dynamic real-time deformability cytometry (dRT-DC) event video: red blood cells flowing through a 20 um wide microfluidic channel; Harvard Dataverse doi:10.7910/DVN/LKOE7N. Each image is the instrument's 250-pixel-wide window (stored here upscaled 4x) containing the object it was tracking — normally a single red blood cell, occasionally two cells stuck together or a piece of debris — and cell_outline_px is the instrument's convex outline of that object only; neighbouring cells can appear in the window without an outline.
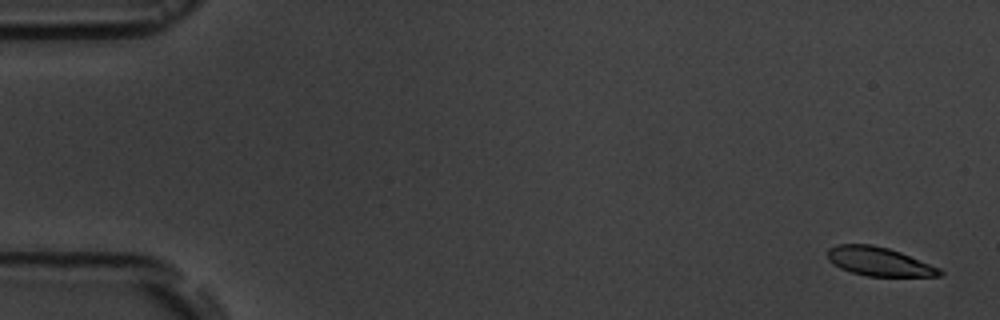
{"species": "common noctule bat (a hibernating species)", "species_latin": "Nyctalus noctula", "temperature_condition": "room temperature", "stored_images_in_passage": 5, "camera_frame_rate_fps": 3000, "um_per_image_px": 0.085, "animal": {"sex": "male", "body_mass_g": 19.5, "forearm_length_mm": 54.6}, "frame": {"image": 1, "passage_image": 1, "time_ms": 0.0, "image_size_px": [1000, 320], "cell_outline_px": [[944, 272], [940, 276], [868, 276], [852, 272], [840, 268], [832, 264], [828, 260], [828, 248], [836, 244], [872, 244], [888, 248], [900, 252], [940, 268]], "centroid_in_image_um": [74.7, 22.22], "position_along_channel_um": 10.3, "area_um2": 18.79}}
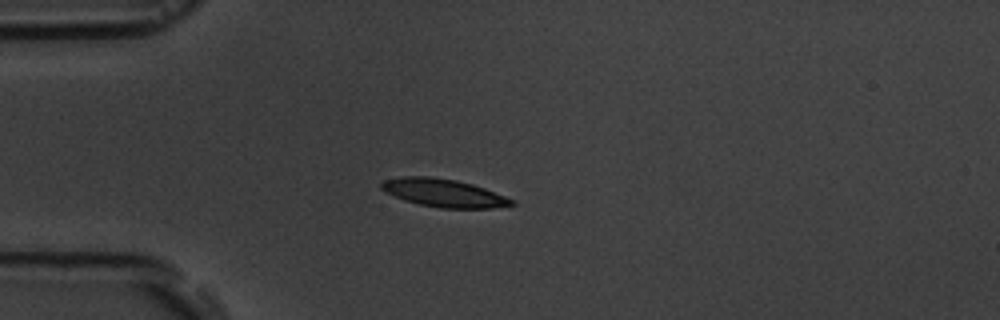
{"frame": {"image": 2, "passage_image": 5, "time_ms": 4.333, "image_size_px": [1000, 320], "cell_outline_px": [[516, 204], [492, 208], [440, 208], [420, 204], [404, 200], [380, 188], [380, 184], [384, 180], [404, 176], [432, 176], [456, 180], [472, 184], [484, 188], [516, 200]], "centroid_in_image_um": [37.75, 16.39], "position_along_channel_um": 47.3, "area_um2": 21.15}}